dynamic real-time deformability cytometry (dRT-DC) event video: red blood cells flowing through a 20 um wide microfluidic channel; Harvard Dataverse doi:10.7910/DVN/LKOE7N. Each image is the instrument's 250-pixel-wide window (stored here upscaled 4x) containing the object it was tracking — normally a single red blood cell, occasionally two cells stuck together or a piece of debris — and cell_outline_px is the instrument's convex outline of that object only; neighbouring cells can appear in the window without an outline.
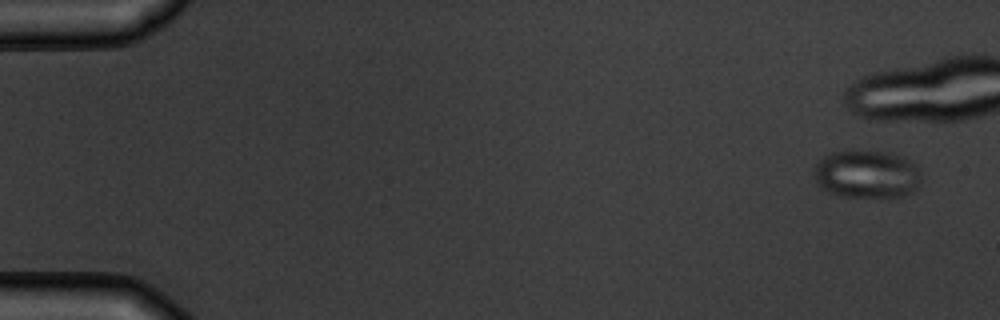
{"species": "common noctule bat (a hibernating species)", "species_latin": "Nyctalus noctula", "temperature_condition": "warm", "stored_images_in_passage": 2, "camera_frame_rate_fps": 3000, "um_per_image_px": 0.085, "animal": {"sex": "male", "body_mass_g": 19.5, "forearm_length_mm": 54.6}, "frame": {"image": 1, "passage_image": 1, "time_ms": 0.0, "image_size_px": [1000, 320], "cell_outline_px": [[924, 176], [916, 188], [912, 192], [904, 196], [892, 200], [840, 196], [828, 192], [816, 184], [812, 168], [824, 156], [832, 152], [844, 148], [852, 148], [892, 152], [904, 156], [916, 164]], "centroid_in_image_um": [73.71, 14.8], "position_along_channel_um": 11.3, "area_um2": 32.08}}